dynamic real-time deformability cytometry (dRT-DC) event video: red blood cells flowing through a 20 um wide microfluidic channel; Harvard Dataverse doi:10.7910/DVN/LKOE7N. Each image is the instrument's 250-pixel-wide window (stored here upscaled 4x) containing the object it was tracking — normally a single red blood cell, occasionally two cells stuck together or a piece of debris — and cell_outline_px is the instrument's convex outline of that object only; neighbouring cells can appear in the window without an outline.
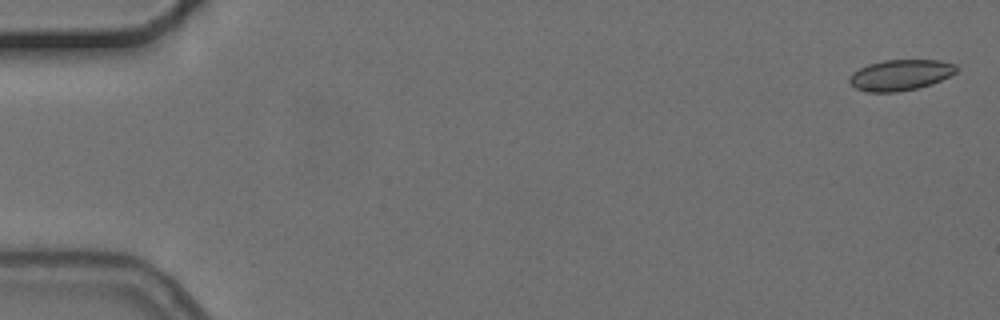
{"species": "common noctule bat (a hibernating species)", "species_latin": "Nyctalus noctula", "temperature_condition": "cold", "stored_images_in_passage": 5, "camera_frame_rate_fps": 3000, "um_per_image_px": 0.085, "animal": {"sex": "female", "body_mass_g": 24.6, "forearm_length_mm": 56.2}, "frame": {"image": 1, "passage_image": 1, "time_ms": 0.0, "image_size_px": [1000, 320], "cell_outline_px": [[960, 68], [956, 72], [932, 84], [916, 88], [896, 92], [864, 92], [856, 88], [848, 80], [848, 76], [852, 72], [868, 64], [884, 60], [940, 60], [956, 64]], "centroid_in_image_um": [76.53, 6.37], "position_along_channel_um": 8.5, "area_um2": 19.31}}